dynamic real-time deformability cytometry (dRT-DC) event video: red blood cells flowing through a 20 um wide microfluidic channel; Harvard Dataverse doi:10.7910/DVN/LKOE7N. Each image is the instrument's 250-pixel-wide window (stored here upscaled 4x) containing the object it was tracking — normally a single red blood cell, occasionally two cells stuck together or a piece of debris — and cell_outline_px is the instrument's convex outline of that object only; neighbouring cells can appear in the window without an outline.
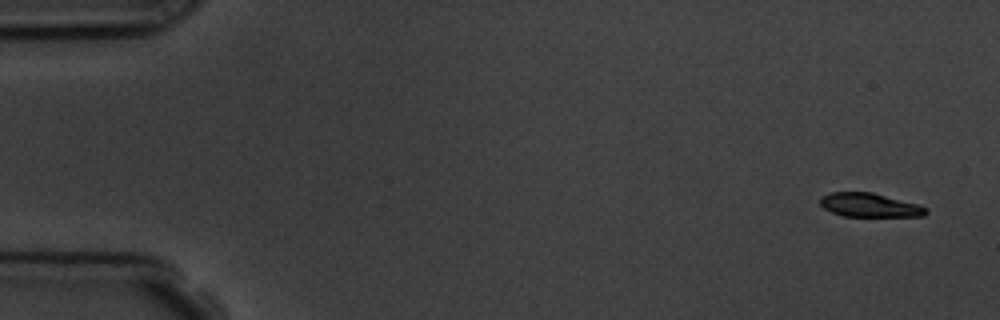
{"species": "common noctule bat (a hibernating species)", "species_latin": "Nyctalus noctula", "temperature_condition": "room temperature", "stored_images_in_passage": 6, "camera_frame_rate_fps": 3000, "um_per_image_px": 0.085, "animal": {"sex": "male", "body_mass_g": 19.5, "forearm_length_mm": 54.6}, "frame": {"image": 1, "passage_image": 1, "time_ms": 0.0, "image_size_px": [1000, 320], "cell_outline_px": [[928, 212], [924, 216], [844, 216], [832, 212], [824, 208], [820, 204], [820, 196], [832, 192], [872, 192], [920, 204], [928, 208]], "centroid_in_image_um": [73.95, 17.43], "position_along_channel_um": 11.1, "area_um2": 14.8}}
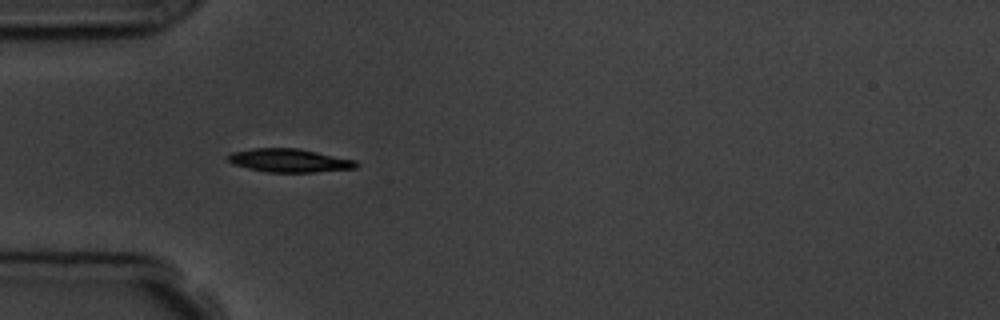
{"frame": {"image": 2, "passage_image": 5, "time_ms": 4.667, "image_size_px": [1000, 320], "cell_outline_px": [[360, 164], [356, 168], [316, 172], [268, 172], [248, 168], [232, 164], [228, 160], [228, 156], [232, 152], [252, 148], [296, 148], [356, 160]], "centroid_in_image_um": [24.6, 13.64], "position_along_channel_um": 60.4, "area_um2": 17.4}}